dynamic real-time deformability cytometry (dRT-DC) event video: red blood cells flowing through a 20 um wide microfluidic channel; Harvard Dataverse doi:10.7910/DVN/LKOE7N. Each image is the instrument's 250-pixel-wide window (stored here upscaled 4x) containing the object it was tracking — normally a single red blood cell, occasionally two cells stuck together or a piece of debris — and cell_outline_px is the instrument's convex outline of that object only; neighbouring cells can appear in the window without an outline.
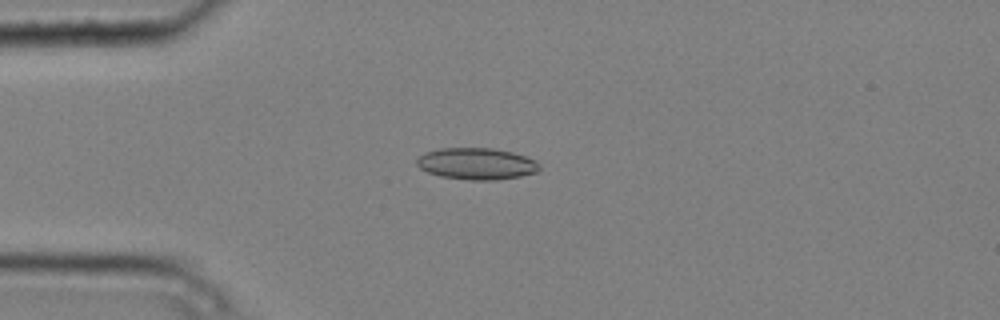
{"species": "common noctule bat (a hibernating species)", "species_latin": "Nyctalus noctula", "temperature_condition": "cold", "stored_images_in_passage": 5, "camera_frame_rate_fps": 3000, "um_per_image_px": 0.085, "animal": {"sex": "male", "body_mass_g": 20.4}, "frame": {"image": 1, "passage_image": 3, "time_ms": 0.667, "image_size_px": [1000, 320], "cell_outline_px": [[540, 168], [536, 172], [520, 176], [496, 180], [468, 180], [440, 176], [428, 172], [420, 168], [416, 164], [416, 160], [424, 152], [440, 148], [492, 148], [512, 152], [536, 160], [540, 164]], "centroid_in_image_um": [40.5, 13.91], "position_along_channel_um": 44.5, "area_um2": 22.66}}
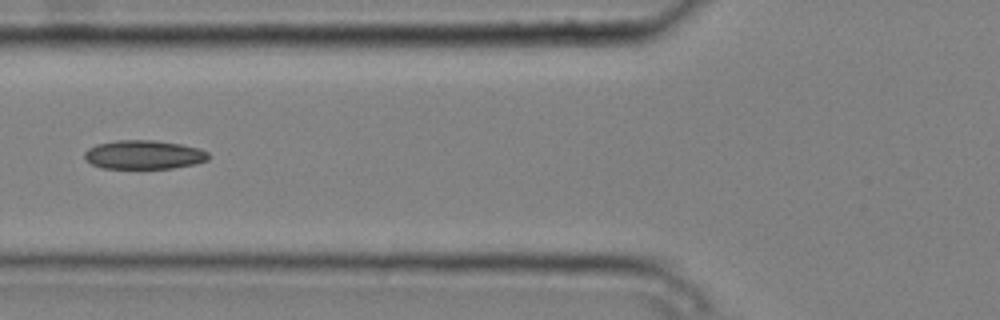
{"frame": {"image": 2, "passage_image": 5, "time_ms": 1.333, "image_size_px": [1000, 320], "cell_outline_px": [[208, 160], [196, 164], [172, 168], [104, 168], [92, 164], [84, 160], [84, 152], [88, 148], [96, 144], [116, 140], [156, 140], [180, 144], [200, 148], [208, 152]], "centroid_in_image_um": [12.22, 13.14], "position_along_channel_um": 113.6, "area_um2": 20.98}}